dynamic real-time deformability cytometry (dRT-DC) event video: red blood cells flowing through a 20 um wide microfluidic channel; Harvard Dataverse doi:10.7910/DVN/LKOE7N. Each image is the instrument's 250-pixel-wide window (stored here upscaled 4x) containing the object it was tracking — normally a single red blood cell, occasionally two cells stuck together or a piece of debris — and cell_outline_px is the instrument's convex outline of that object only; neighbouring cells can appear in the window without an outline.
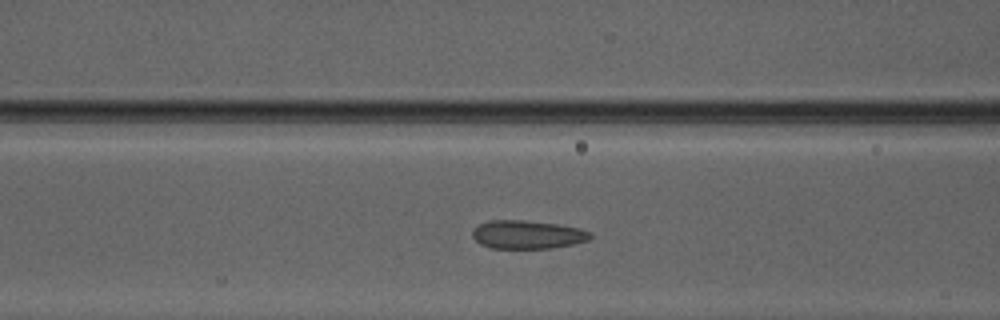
{"species": "Egyptian fruit bat (a non-hibernating species)", "species_latin": "Rousettus aegyptiacus", "temperature_condition": "warm", "stored_images_in_passage": 40, "camera_frame_rate_fps": 3000, "um_per_image_px": 0.085, "animal": {"sex": "male"}, "frame": {"image": 1, "passage_image": 10, "time_ms": 3.0, "image_size_px": [1000, 320], "cell_outline_px": [[592, 236], [588, 240], [572, 244], [552, 248], [492, 248], [480, 244], [472, 236], [472, 228], [488, 220], [524, 220], [556, 224], [580, 228], [592, 232]], "centroid_in_image_um": [44.82, 19.93], "position_along_channel_um": 121.8, "area_um2": 19.54}}
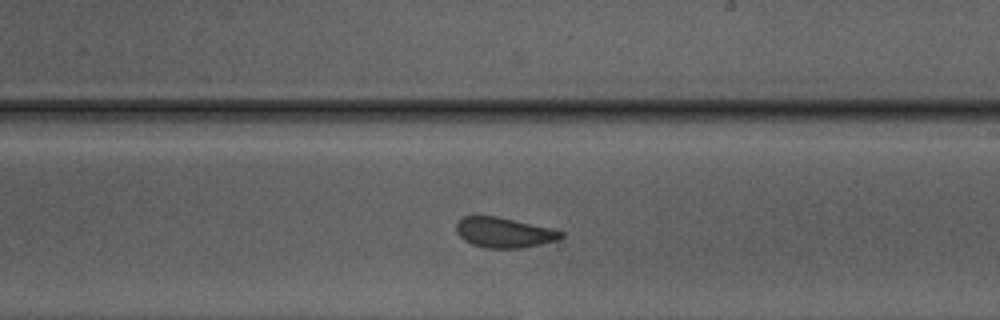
{"frame": {"image": 2, "passage_image": 19, "time_ms": 6.0, "image_size_px": [1000, 320], "cell_outline_px": [[564, 236], [556, 240], [540, 244], [520, 248], [484, 248], [472, 244], [464, 240], [456, 232], [456, 224], [464, 216], [472, 212], [496, 216], [556, 228], [564, 232]], "centroid_in_image_um": [42.82, 19.72], "position_along_channel_um": 246.2, "area_um2": 19.02}}
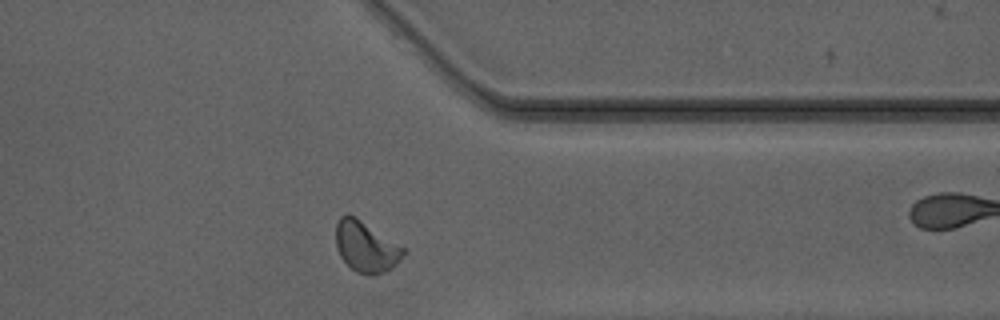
{"frame": {"image": 3, "passage_image": 29, "time_ms": 9.333, "image_size_px": [1000, 320], "cell_outline_px": [[404, 252], [400, 260], [396, 264], [384, 272], [356, 272], [340, 256], [336, 248], [336, 224], [340, 216], [348, 212], [356, 216], [404, 248]], "centroid_in_image_um": [31.06, 20.9], "position_along_channel_um": 380.3, "area_um2": 19.48}, "authors_computed_cell_mechanics": {"area_um2": 19.2763, "velocity_mm_per_s": 4.1504, "shape_relaxation_time_tau1_ms": 6.394, "shape_relaxation_time_tau2_ms": 1.1657, "deformation_change_tau1": 0.1471, "deformation_change_tau2": 0.065}}